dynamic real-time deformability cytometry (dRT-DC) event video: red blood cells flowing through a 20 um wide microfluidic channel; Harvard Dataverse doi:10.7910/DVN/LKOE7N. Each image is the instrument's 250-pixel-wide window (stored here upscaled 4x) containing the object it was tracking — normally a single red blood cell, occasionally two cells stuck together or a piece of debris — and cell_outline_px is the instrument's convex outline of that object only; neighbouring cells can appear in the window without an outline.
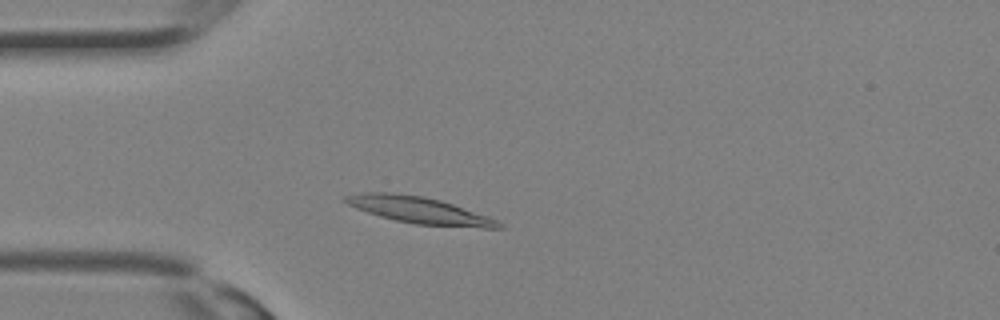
{"species": "Egyptian fruit bat (a non-hibernating species)", "species_latin": "Rousettus aegyptiacus", "temperature_condition": "room temperature", "stored_images_in_passage": 9, "camera_frame_rate_fps": 3000, "um_per_image_px": 0.085, "animal": {"sex": "female"}, "frame": {"image": 1, "passage_image": 6, "time_ms": 1.667, "image_size_px": [1000, 320], "cell_outline_px": [[504, 228], [484, 228], [416, 224], [396, 220], [380, 216], [356, 208], [340, 200], [344, 196], [364, 192], [392, 192], [424, 196], [440, 200], [488, 216], [504, 224]], "centroid_in_image_um": [35.63, 17.86], "position_along_channel_um": 49.4, "area_um2": 23.7}}
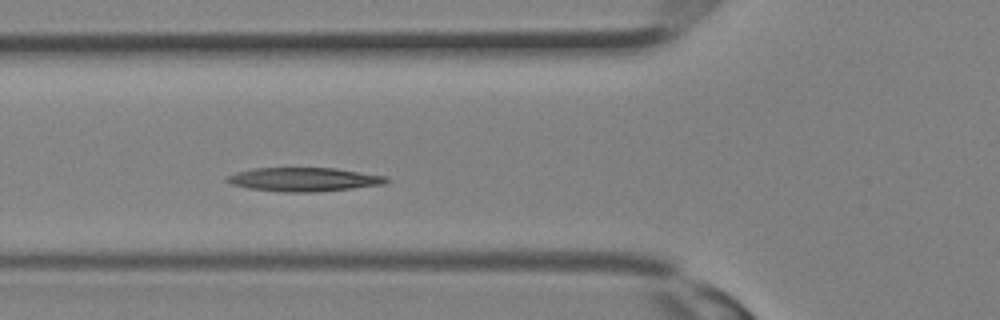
{"frame": {"image": 2, "passage_image": 9, "time_ms": 2.667, "image_size_px": [1000, 320], "cell_outline_px": [[388, 180], [384, 184], [352, 188], [312, 192], [284, 192], [248, 188], [232, 184], [224, 180], [228, 176], [236, 172], [252, 168], [336, 168], [388, 176]], "centroid_in_image_um": [25.82, 15.24], "position_along_channel_um": 100.0, "area_um2": 22.02}}